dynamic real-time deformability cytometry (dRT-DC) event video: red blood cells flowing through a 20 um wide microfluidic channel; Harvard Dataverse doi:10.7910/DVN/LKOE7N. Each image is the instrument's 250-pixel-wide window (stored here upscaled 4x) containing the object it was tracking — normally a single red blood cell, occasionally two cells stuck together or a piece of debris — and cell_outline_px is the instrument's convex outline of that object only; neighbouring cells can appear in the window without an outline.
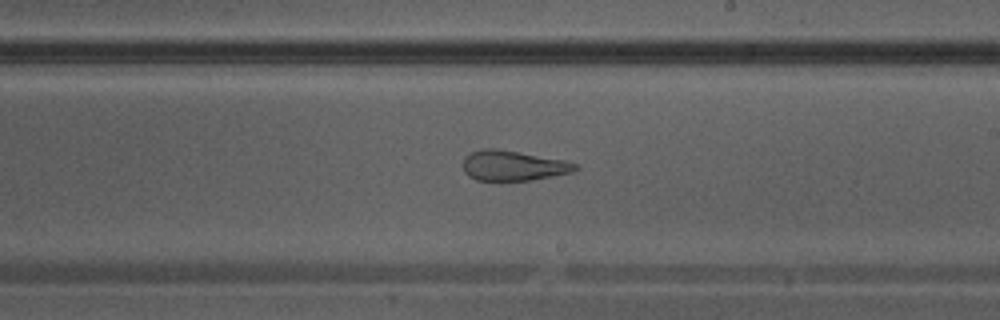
{"species": "Egyptian fruit bat (a non-hibernating species)", "species_latin": "Rousettus aegyptiacus", "temperature_condition": "warm", "stored_images_in_passage": 39, "camera_frame_rate_fps": 3000, "um_per_image_px": 0.085, "animal": {"sex": "male"}, "frame": {"image": 1, "passage_image": 23, "time_ms": 7.333, "image_size_px": [1000, 320], "cell_outline_px": [[580, 168], [572, 172], [532, 180], [476, 180], [468, 176], [464, 172], [464, 156], [472, 152], [484, 148], [496, 148], [564, 160], [576, 164]], "centroid_in_image_um": [43.61, 14.08], "position_along_channel_um": 245.4, "area_um2": 19.59}}